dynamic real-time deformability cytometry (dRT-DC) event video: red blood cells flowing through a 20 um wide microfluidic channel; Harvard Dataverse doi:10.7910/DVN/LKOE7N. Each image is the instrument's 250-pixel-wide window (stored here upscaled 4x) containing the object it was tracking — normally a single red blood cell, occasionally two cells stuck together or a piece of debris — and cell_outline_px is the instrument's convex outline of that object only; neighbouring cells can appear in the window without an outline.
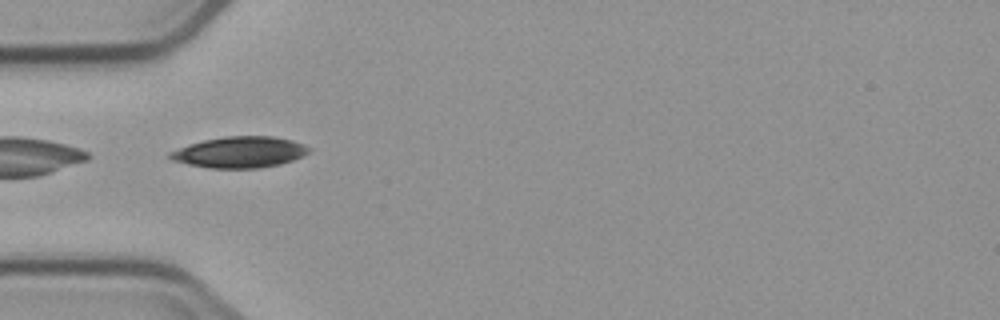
{"species": "common noctule bat (a hibernating species)", "species_latin": "Nyctalus noctula", "temperature_condition": "cold", "stored_images_in_passage": 5, "camera_frame_rate_fps": 3000, "um_per_image_px": 0.085, "animal": {"sex": "male", "body_mass_g": 23.1, "forearm_length_mm": 52.7}, "frame": {"image": 1, "passage_image": 3, "time_ms": 3.0, "image_size_px": [1000, 320], "cell_outline_px": [[312, 148], [308, 152], [292, 160], [280, 164], [256, 168], [208, 168], [188, 164], [172, 160], [168, 156], [168, 152], [204, 140], [224, 136], [272, 136], [292, 140], [304, 144]], "centroid_in_image_um": [20.38, 12.93], "position_along_channel_um": 64.6, "area_um2": 24.97}}
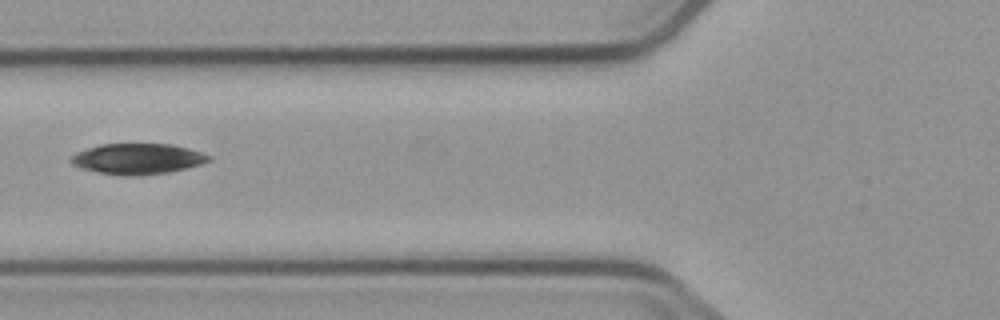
{"frame": {"image": 2, "passage_image": 4, "time_ms": 4.333, "image_size_px": [1000, 320], "cell_outline_px": [[212, 160], [200, 164], [168, 172], [124, 176], [100, 172], [80, 168], [72, 164], [72, 156], [76, 152], [100, 144], [172, 144], [188, 148], [212, 156]], "centroid_in_image_um": [11.7, 13.49], "position_along_channel_um": 114.1, "area_um2": 24.28}}
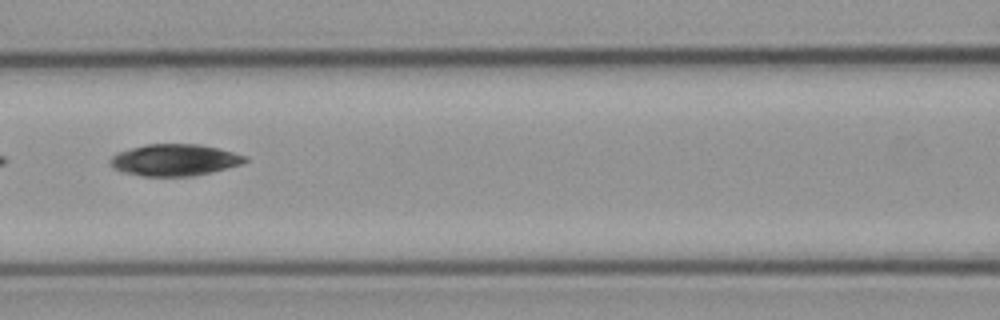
{"frame": {"image": 3, "passage_image": 5, "time_ms": 5.333, "image_size_px": [1000, 320], "cell_outline_px": [[248, 160], [240, 164], [212, 172], [192, 176], [144, 176], [124, 172], [112, 168], [112, 156], [120, 152], [144, 144], [200, 144], [232, 152], [244, 156]], "centroid_in_image_um": [14.84, 13.6], "position_along_channel_um": 151.8, "area_um2": 24.45}}